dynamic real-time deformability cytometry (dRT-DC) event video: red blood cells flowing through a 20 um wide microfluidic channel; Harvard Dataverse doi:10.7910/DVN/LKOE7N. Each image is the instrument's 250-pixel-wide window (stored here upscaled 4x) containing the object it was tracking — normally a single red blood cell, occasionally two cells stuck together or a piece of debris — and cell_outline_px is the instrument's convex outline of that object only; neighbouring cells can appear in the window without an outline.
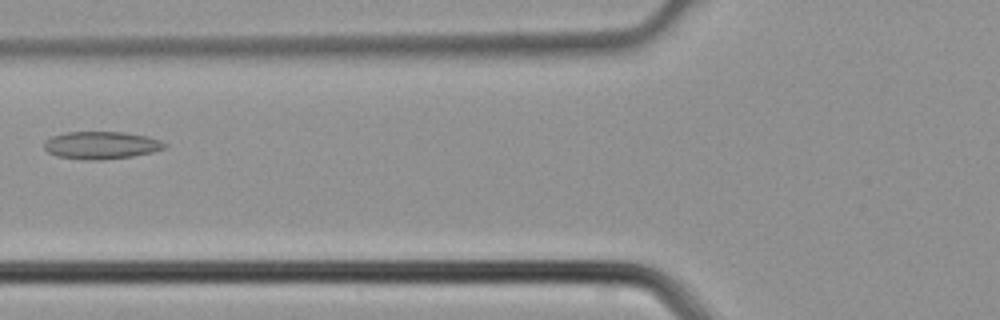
{"species": "common noctule bat (a hibernating species)", "species_latin": "Nyctalus noctula", "temperature_condition": "cold", "stored_images_in_passage": 4, "camera_frame_rate_fps": 3000, "um_per_image_px": 0.085, "animal": {"sex": "male", "body_mass_g": 21.5, "forearm_length_mm": 52.0}, "frame": {"image": 1, "passage_image": 4, "time_ms": 1.0, "image_size_px": [1000, 320], "cell_outline_px": [[168, 148], [152, 152], [132, 156], [100, 160], [84, 160], [56, 156], [48, 152], [44, 148], [44, 140], [52, 136], [68, 132], [124, 132], [148, 136], [160, 140], [168, 144]], "centroid_in_image_um": [8.62, 12.34], "position_along_channel_um": 117.2, "area_um2": 19.54}}